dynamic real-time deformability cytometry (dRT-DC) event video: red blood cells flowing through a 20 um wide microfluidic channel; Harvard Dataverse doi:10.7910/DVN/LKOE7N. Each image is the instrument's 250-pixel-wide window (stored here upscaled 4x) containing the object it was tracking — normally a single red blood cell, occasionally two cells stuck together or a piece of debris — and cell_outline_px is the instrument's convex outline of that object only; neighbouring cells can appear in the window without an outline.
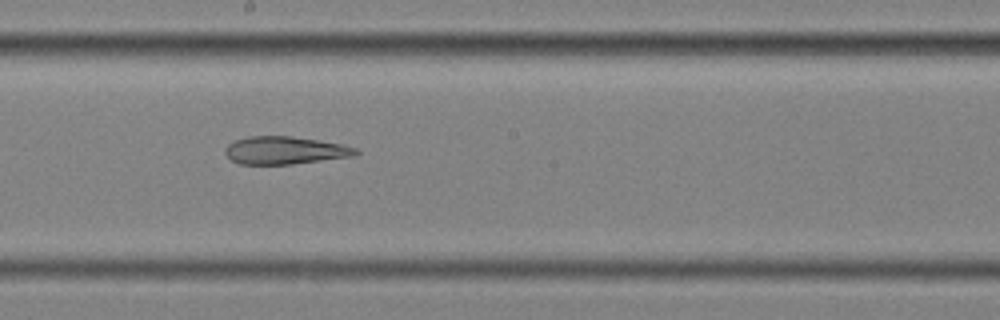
{"species": "common noctule bat (a hibernating species)", "species_latin": "Nyctalus noctula", "temperature_condition": "cold", "stored_images_in_passage": 10, "camera_frame_rate_fps": 3000, "um_per_image_px": 0.085, "animal": {"sex": "female", "body_mass_g": 25.1}, "frame": {"image": 1, "passage_image": 9, "time_ms": 2.667, "image_size_px": [1000, 320], "cell_outline_px": [[360, 152], [356, 156], [292, 164], [240, 164], [232, 160], [224, 152], [224, 148], [228, 144], [236, 140], [248, 136], [292, 136], [320, 140], [340, 144], [356, 148]], "centroid_in_image_um": [24.23, 12.78], "position_along_channel_um": 224.0, "area_um2": 21.15}}
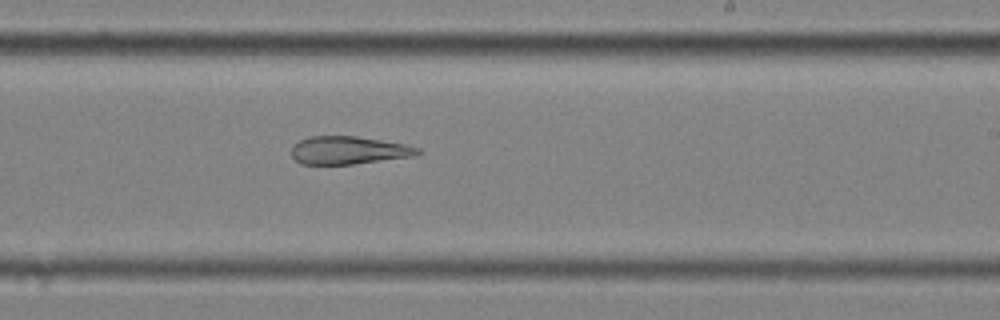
{"frame": {"image": 2, "passage_image": 10, "time_ms": 3.0, "image_size_px": [1000, 320], "cell_outline_px": [[424, 152], [416, 156], [352, 164], [300, 164], [292, 156], [292, 148], [300, 140], [308, 136], [356, 136], [404, 144], [420, 148]], "centroid_in_image_um": [29.67, 12.78], "position_along_channel_um": 259.3, "area_um2": 20.52}}